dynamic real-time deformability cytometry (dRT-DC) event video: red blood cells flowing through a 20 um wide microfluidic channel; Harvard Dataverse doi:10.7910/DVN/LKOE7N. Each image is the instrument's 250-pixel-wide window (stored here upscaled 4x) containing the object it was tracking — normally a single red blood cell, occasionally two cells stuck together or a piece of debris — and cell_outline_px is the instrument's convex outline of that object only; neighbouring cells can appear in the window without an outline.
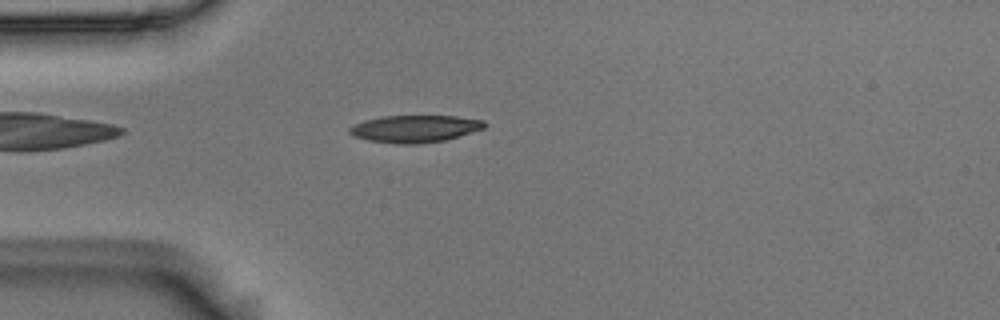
{"species": "Egyptian fruit bat (a non-hibernating species)", "species_latin": "Rousettus aegyptiacus", "temperature_condition": "room temperature", "stored_images_in_passage": 5, "camera_frame_rate_fps": 3000, "um_per_image_px": 0.085, "animal": {"sex": "male"}, "frame": {"image": 1, "passage_image": 5, "time_ms": 1.333, "image_size_px": [1000, 320], "cell_outline_px": [[484, 128], [444, 140], [416, 144], [396, 144], [368, 140], [352, 136], [348, 132], [348, 128], [352, 124], [364, 120], [384, 116], [456, 116], [484, 120]], "centroid_in_image_um": [35.18, 10.94], "position_along_channel_um": 49.8, "area_um2": 21.33}}